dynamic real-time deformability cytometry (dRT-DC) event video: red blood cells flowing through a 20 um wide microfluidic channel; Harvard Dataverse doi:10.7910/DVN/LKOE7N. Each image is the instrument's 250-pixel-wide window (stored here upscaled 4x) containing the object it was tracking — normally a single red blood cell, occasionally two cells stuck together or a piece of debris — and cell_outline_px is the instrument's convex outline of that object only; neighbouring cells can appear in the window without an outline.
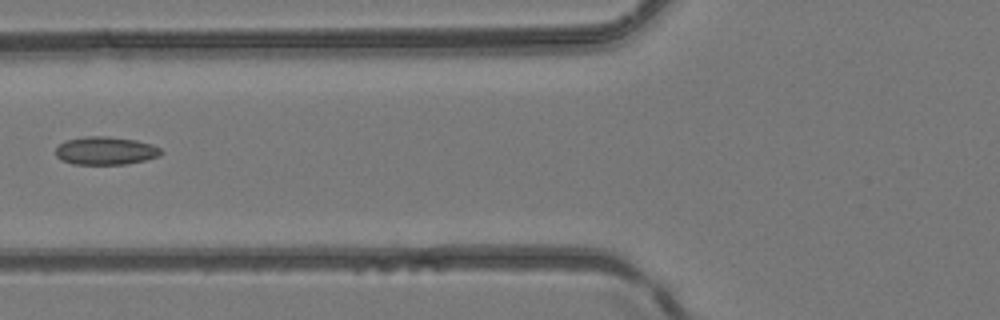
{"species": "common noctule bat (a hibernating species)", "species_latin": "Nyctalus noctula", "temperature_condition": "room temperature", "stored_images_in_passage": 4, "camera_frame_rate_fps": 3000, "um_per_image_px": 0.085, "animal": {"sex": "female", "body_mass_g": 24.6, "forearm_length_mm": 56.2}, "frame": {"image": 1, "passage_image": 4, "time_ms": 1.0, "image_size_px": [1000, 320], "cell_outline_px": [[164, 152], [160, 156], [144, 160], [124, 164], [72, 164], [56, 156], [56, 148], [60, 144], [68, 140], [84, 136], [108, 136], [136, 140], [152, 144], [160, 148]], "centroid_in_image_um": [9.01, 12.8], "position_along_channel_um": 116.8, "area_um2": 17.17}}